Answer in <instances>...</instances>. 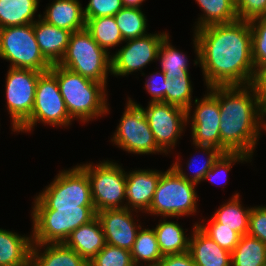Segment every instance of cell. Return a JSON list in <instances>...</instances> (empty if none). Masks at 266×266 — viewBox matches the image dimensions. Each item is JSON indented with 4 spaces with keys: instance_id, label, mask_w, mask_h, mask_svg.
Listing matches in <instances>:
<instances>
[{
    "instance_id": "1",
    "label": "cell",
    "mask_w": 266,
    "mask_h": 266,
    "mask_svg": "<svg viewBox=\"0 0 266 266\" xmlns=\"http://www.w3.org/2000/svg\"><path fill=\"white\" fill-rule=\"evenodd\" d=\"M193 44L207 88L251 85L255 68L249 21L213 24L194 31Z\"/></svg>"
},
{
    "instance_id": "2",
    "label": "cell",
    "mask_w": 266,
    "mask_h": 266,
    "mask_svg": "<svg viewBox=\"0 0 266 266\" xmlns=\"http://www.w3.org/2000/svg\"><path fill=\"white\" fill-rule=\"evenodd\" d=\"M220 150L252 159L266 110L251 85L219 86Z\"/></svg>"
},
{
    "instance_id": "3",
    "label": "cell",
    "mask_w": 266,
    "mask_h": 266,
    "mask_svg": "<svg viewBox=\"0 0 266 266\" xmlns=\"http://www.w3.org/2000/svg\"><path fill=\"white\" fill-rule=\"evenodd\" d=\"M50 71L56 76L66 109L73 120L85 123L110 112L104 84L83 77L59 64L52 65Z\"/></svg>"
},
{
    "instance_id": "4",
    "label": "cell",
    "mask_w": 266,
    "mask_h": 266,
    "mask_svg": "<svg viewBox=\"0 0 266 266\" xmlns=\"http://www.w3.org/2000/svg\"><path fill=\"white\" fill-rule=\"evenodd\" d=\"M33 244L64 243L81 225L96 217L94 206L33 209L31 212Z\"/></svg>"
},
{
    "instance_id": "5",
    "label": "cell",
    "mask_w": 266,
    "mask_h": 266,
    "mask_svg": "<svg viewBox=\"0 0 266 266\" xmlns=\"http://www.w3.org/2000/svg\"><path fill=\"white\" fill-rule=\"evenodd\" d=\"M59 65L107 86V77L111 73V55L84 28L71 33Z\"/></svg>"
},
{
    "instance_id": "6",
    "label": "cell",
    "mask_w": 266,
    "mask_h": 266,
    "mask_svg": "<svg viewBox=\"0 0 266 266\" xmlns=\"http://www.w3.org/2000/svg\"><path fill=\"white\" fill-rule=\"evenodd\" d=\"M197 184L182 178L172 167L162 172L152 202L150 215L177 217L194 215L197 212Z\"/></svg>"
},
{
    "instance_id": "7",
    "label": "cell",
    "mask_w": 266,
    "mask_h": 266,
    "mask_svg": "<svg viewBox=\"0 0 266 266\" xmlns=\"http://www.w3.org/2000/svg\"><path fill=\"white\" fill-rule=\"evenodd\" d=\"M46 188L35 196L32 209L94 206L87 174L76 165L62 170Z\"/></svg>"
},
{
    "instance_id": "8",
    "label": "cell",
    "mask_w": 266,
    "mask_h": 266,
    "mask_svg": "<svg viewBox=\"0 0 266 266\" xmlns=\"http://www.w3.org/2000/svg\"><path fill=\"white\" fill-rule=\"evenodd\" d=\"M90 182L96 212L126 207V172L118 163L103 160L100 163L78 165Z\"/></svg>"
},
{
    "instance_id": "9",
    "label": "cell",
    "mask_w": 266,
    "mask_h": 266,
    "mask_svg": "<svg viewBox=\"0 0 266 266\" xmlns=\"http://www.w3.org/2000/svg\"><path fill=\"white\" fill-rule=\"evenodd\" d=\"M0 58L13 68L45 72L52 67L40 51L33 23L0 28Z\"/></svg>"
},
{
    "instance_id": "10",
    "label": "cell",
    "mask_w": 266,
    "mask_h": 266,
    "mask_svg": "<svg viewBox=\"0 0 266 266\" xmlns=\"http://www.w3.org/2000/svg\"><path fill=\"white\" fill-rule=\"evenodd\" d=\"M72 121L60 93L56 76L50 70L42 72L36 85L31 116L16 133L30 132L37 122L65 128L71 125Z\"/></svg>"
},
{
    "instance_id": "11",
    "label": "cell",
    "mask_w": 266,
    "mask_h": 266,
    "mask_svg": "<svg viewBox=\"0 0 266 266\" xmlns=\"http://www.w3.org/2000/svg\"><path fill=\"white\" fill-rule=\"evenodd\" d=\"M111 141L133 154L164 153L157 145L142 106L130 97Z\"/></svg>"
},
{
    "instance_id": "12",
    "label": "cell",
    "mask_w": 266,
    "mask_h": 266,
    "mask_svg": "<svg viewBox=\"0 0 266 266\" xmlns=\"http://www.w3.org/2000/svg\"><path fill=\"white\" fill-rule=\"evenodd\" d=\"M42 72L10 67L6 76V103L16 132L31 116L36 85Z\"/></svg>"
},
{
    "instance_id": "13",
    "label": "cell",
    "mask_w": 266,
    "mask_h": 266,
    "mask_svg": "<svg viewBox=\"0 0 266 266\" xmlns=\"http://www.w3.org/2000/svg\"><path fill=\"white\" fill-rule=\"evenodd\" d=\"M142 110L158 147L168 154L187 126V111L165 102H149Z\"/></svg>"
},
{
    "instance_id": "14",
    "label": "cell",
    "mask_w": 266,
    "mask_h": 266,
    "mask_svg": "<svg viewBox=\"0 0 266 266\" xmlns=\"http://www.w3.org/2000/svg\"><path fill=\"white\" fill-rule=\"evenodd\" d=\"M207 91L200 100L195 98V110L192 116L187 113V124L190 121L194 146H211L220 150L219 86L207 88Z\"/></svg>"
},
{
    "instance_id": "15",
    "label": "cell",
    "mask_w": 266,
    "mask_h": 266,
    "mask_svg": "<svg viewBox=\"0 0 266 266\" xmlns=\"http://www.w3.org/2000/svg\"><path fill=\"white\" fill-rule=\"evenodd\" d=\"M167 32L150 33L146 36L125 41V45L111 54V75L126 76L157 60L161 42Z\"/></svg>"
},
{
    "instance_id": "16",
    "label": "cell",
    "mask_w": 266,
    "mask_h": 266,
    "mask_svg": "<svg viewBox=\"0 0 266 266\" xmlns=\"http://www.w3.org/2000/svg\"><path fill=\"white\" fill-rule=\"evenodd\" d=\"M106 244L131 251L141 224L134 222L132 210L128 208L105 209L96 212ZM138 225V226H137Z\"/></svg>"
},
{
    "instance_id": "17",
    "label": "cell",
    "mask_w": 266,
    "mask_h": 266,
    "mask_svg": "<svg viewBox=\"0 0 266 266\" xmlns=\"http://www.w3.org/2000/svg\"><path fill=\"white\" fill-rule=\"evenodd\" d=\"M162 171L138 169L126 172V208L147 213Z\"/></svg>"
},
{
    "instance_id": "18",
    "label": "cell",
    "mask_w": 266,
    "mask_h": 266,
    "mask_svg": "<svg viewBox=\"0 0 266 266\" xmlns=\"http://www.w3.org/2000/svg\"><path fill=\"white\" fill-rule=\"evenodd\" d=\"M189 240V253L195 266H231V252L220 247L194 224Z\"/></svg>"
},
{
    "instance_id": "19",
    "label": "cell",
    "mask_w": 266,
    "mask_h": 266,
    "mask_svg": "<svg viewBox=\"0 0 266 266\" xmlns=\"http://www.w3.org/2000/svg\"><path fill=\"white\" fill-rule=\"evenodd\" d=\"M33 23L36 41L44 58L51 64H59L68 47L71 32L46 23L37 15Z\"/></svg>"
},
{
    "instance_id": "20",
    "label": "cell",
    "mask_w": 266,
    "mask_h": 266,
    "mask_svg": "<svg viewBox=\"0 0 266 266\" xmlns=\"http://www.w3.org/2000/svg\"><path fill=\"white\" fill-rule=\"evenodd\" d=\"M64 244L89 263L106 245L99 219L95 217L89 223L75 229Z\"/></svg>"
},
{
    "instance_id": "21",
    "label": "cell",
    "mask_w": 266,
    "mask_h": 266,
    "mask_svg": "<svg viewBox=\"0 0 266 266\" xmlns=\"http://www.w3.org/2000/svg\"><path fill=\"white\" fill-rule=\"evenodd\" d=\"M40 16L46 23L72 32L85 28V17L79 0H53Z\"/></svg>"
},
{
    "instance_id": "22",
    "label": "cell",
    "mask_w": 266,
    "mask_h": 266,
    "mask_svg": "<svg viewBox=\"0 0 266 266\" xmlns=\"http://www.w3.org/2000/svg\"><path fill=\"white\" fill-rule=\"evenodd\" d=\"M44 249L43 252L40 249ZM30 266H89L64 243L32 244Z\"/></svg>"
},
{
    "instance_id": "23",
    "label": "cell",
    "mask_w": 266,
    "mask_h": 266,
    "mask_svg": "<svg viewBox=\"0 0 266 266\" xmlns=\"http://www.w3.org/2000/svg\"><path fill=\"white\" fill-rule=\"evenodd\" d=\"M32 235L0 228V266H30Z\"/></svg>"
},
{
    "instance_id": "24",
    "label": "cell",
    "mask_w": 266,
    "mask_h": 266,
    "mask_svg": "<svg viewBox=\"0 0 266 266\" xmlns=\"http://www.w3.org/2000/svg\"><path fill=\"white\" fill-rule=\"evenodd\" d=\"M166 219L165 217L163 221L159 220V224L153 228L162 256L188 252L190 237L185 235L184 229L178 222Z\"/></svg>"
},
{
    "instance_id": "25",
    "label": "cell",
    "mask_w": 266,
    "mask_h": 266,
    "mask_svg": "<svg viewBox=\"0 0 266 266\" xmlns=\"http://www.w3.org/2000/svg\"><path fill=\"white\" fill-rule=\"evenodd\" d=\"M240 203V194L238 192L232 195V198L227 203L221 205L211 217L217 223H220V227L230 228L243 236L248 233L251 207L245 208Z\"/></svg>"
},
{
    "instance_id": "26",
    "label": "cell",
    "mask_w": 266,
    "mask_h": 266,
    "mask_svg": "<svg viewBox=\"0 0 266 266\" xmlns=\"http://www.w3.org/2000/svg\"><path fill=\"white\" fill-rule=\"evenodd\" d=\"M39 1L0 0V28L34 23Z\"/></svg>"
},
{
    "instance_id": "27",
    "label": "cell",
    "mask_w": 266,
    "mask_h": 266,
    "mask_svg": "<svg viewBox=\"0 0 266 266\" xmlns=\"http://www.w3.org/2000/svg\"><path fill=\"white\" fill-rule=\"evenodd\" d=\"M204 13L198 18L195 30L213 24L230 23L238 20L234 0H195Z\"/></svg>"
},
{
    "instance_id": "28",
    "label": "cell",
    "mask_w": 266,
    "mask_h": 266,
    "mask_svg": "<svg viewBox=\"0 0 266 266\" xmlns=\"http://www.w3.org/2000/svg\"><path fill=\"white\" fill-rule=\"evenodd\" d=\"M85 20V29L108 54H110L109 48H114L124 42L114 16L85 18Z\"/></svg>"
},
{
    "instance_id": "29",
    "label": "cell",
    "mask_w": 266,
    "mask_h": 266,
    "mask_svg": "<svg viewBox=\"0 0 266 266\" xmlns=\"http://www.w3.org/2000/svg\"><path fill=\"white\" fill-rule=\"evenodd\" d=\"M131 257L134 265L140 266V262L147 263L144 266H156L163 258L154 229L140 228L131 249Z\"/></svg>"
},
{
    "instance_id": "30",
    "label": "cell",
    "mask_w": 266,
    "mask_h": 266,
    "mask_svg": "<svg viewBox=\"0 0 266 266\" xmlns=\"http://www.w3.org/2000/svg\"><path fill=\"white\" fill-rule=\"evenodd\" d=\"M231 266H263L266 264V244L258 238L243 235L231 252Z\"/></svg>"
},
{
    "instance_id": "31",
    "label": "cell",
    "mask_w": 266,
    "mask_h": 266,
    "mask_svg": "<svg viewBox=\"0 0 266 266\" xmlns=\"http://www.w3.org/2000/svg\"><path fill=\"white\" fill-rule=\"evenodd\" d=\"M123 40L146 36L147 19L141 8L123 7L114 15Z\"/></svg>"
},
{
    "instance_id": "32",
    "label": "cell",
    "mask_w": 266,
    "mask_h": 266,
    "mask_svg": "<svg viewBox=\"0 0 266 266\" xmlns=\"http://www.w3.org/2000/svg\"><path fill=\"white\" fill-rule=\"evenodd\" d=\"M169 39V34H167L162 40L157 61L161 62V71L165 73L166 79L170 80L173 75L189 74V61L183 52L171 45Z\"/></svg>"
},
{
    "instance_id": "33",
    "label": "cell",
    "mask_w": 266,
    "mask_h": 266,
    "mask_svg": "<svg viewBox=\"0 0 266 266\" xmlns=\"http://www.w3.org/2000/svg\"><path fill=\"white\" fill-rule=\"evenodd\" d=\"M193 88L189 74L173 75L167 79L166 103L181 107L191 113Z\"/></svg>"
},
{
    "instance_id": "34",
    "label": "cell",
    "mask_w": 266,
    "mask_h": 266,
    "mask_svg": "<svg viewBox=\"0 0 266 266\" xmlns=\"http://www.w3.org/2000/svg\"><path fill=\"white\" fill-rule=\"evenodd\" d=\"M199 150L201 149L202 152H205L206 156V161H203V165H201L196 172L193 174L190 173L191 176H188V173L186 175V172L183 171V167L181 166L180 158L177 157V161L172 163V167L179 173V175L186 179L187 181L193 182L195 184H199L201 181H203L205 174L212 168L214 163L217 161V159L223 154V152L217 148L211 147V146H195ZM194 158V157H193ZM179 159V161H178ZM205 160V158H204ZM197 161V160H196ZM195 159H190L187 161V167L191 168L195 163Z\"/></svg>"
},
{
    "instance_id": "35",
    "label": "cell",
    "mask_w": 266,
    "mask_h": 266,
    "mask_svg": "<svg viewBox=\"0 0 266 266\" xmlns=\"http://www.w3.org/2000/svg\"><path fill=\"white\" fill-rule=\"evenodd\" d=\"M200 223V224H199ZM198 222L197 226L220 247L232 252L240 241L241 235L227 227H220L212 217L208 224Z\"/></svg>"
},
{
    "instance_id": "36",
    "label": "cell",
    "mask_w": 266,
    "mask_h": 266,
    "mask_svg": "<svg viewBox=\"0 0 266 266\" xmlns=\"http://www.w3.org/2000/svg\"><path fill=\"white\" fill-rule=\"evenodd\" d=\"M89 266H134L131 252L117 246L106 244L88 263Z\"/></svg>"
},
{
    "instance_id": "37",
    "label": "cell",
    "mask_w": 266,
    "mask_h": 266,
    "mask_svg": "<svg viewBox=\"0 0 266 266\" xmlns=\"http://www.w3.org/2000/svg\"><path fill=\"white\" fill-rule=\"evenodd\" d=\"M252 35V58L255 70L266 64V17L249 21Z\"/></svg>"
},
{
    "instance_id": "38",
    "label": "cell",
    "mask_w": 266,
    "mask_h": 266,
    "mask_svg": "<svg viewBox=\"0 0 266 266\" xmlns=\"http://www.w3.org/2000/svg\"><path fill=\"white\" fill-rule=\"evenodd\" d=\"M251 162V158L248 157L245 154L242 153H223L217 161L214 163L212 168L205 174V177L203 180H209L211 183L216 184L215 180H217V177H220L221 173L227 174V172L230 171L232 168V165H234L236 162ZM227 181V179H224Z\"/></svg>"
},
{
    "instance_id": "39",
    "label": "cell",
    "mask_w": 266,
    "mask_h": 266,
    "mask_svg": "<svg viewBox=\"0 0 266 266\" xmlns=\"http://www.w3.org/2000/svg\"><path fill=\"white\" fill-rule=\"evenodd\" d=\"M123 7L121 0H89L83 12L85 18H99L114 16Z\"/></svg>"
},
{
    "instance_id": "40",
    "label": "cell",
    "mask_w": 266,
    "mask_h": 266,
    "mask_svg": "<svg viewBox=\"0 0 266 266\" xmlns=\"http://www.w3.org/2000/svg\"><path fill=\"white\" fill-rule=\"evenodd\" d=\"M235 6L240 20L251 21L266 17V0H236Z\"/></svg>"
},
{
    "instance_id": "41",
    "label": "cell",
    "mask_w": 266,
    "mask_h": 266,
    "mask_svg": "<svg viewBox=\"0 0 266 266\" xmlns=\"http://www.w3.org/2000/svg\"><path fill=\"white\" fill-rule=\"evenodd\" d=\"M247 235L266 244V206L251 207Z\"/></svg>"
},
{
    "instance_id": "42",
    "label": "cell",
    "mask_w": 266,
    "mask_h": 266,
    "mask_svg": "<svg viewBox=\"0 0 266 266\" xmlns=\"http://www.w3.org/2000/svg\"><path fill=\"white\" fill-rule=\"evenodd\" d=\"M166 86L167 79L163 71L150 74L145 82V89L151 95L150 102L166 103Z\"/></svg>"
},
{
    "instance_id": "43",
    "label": "cell",
    "mask_w": 266,
    "mask_h": 266,
    "mask_svg": "<svg viewBox=\"0 0 266 266\" xmlns=\"http://www.w3.org/2000/svg\"><path fill=\"white\" fill-rule=\"evenodd\" d=\"M251 86L256 91L259 101L266 110V64L255 70Z\"/></svg>"
},
{
    "instance_id": "44",
    "label": "cell",
    "mask_w": 266,
    "mask_h": 266,
    "mask_svg": "<svg viewBox=\"0 0 266 266\" xmlns=\"http://www.w3.org/2000/svg\"><path fill=\"white\" fill-rule=\"evenodd\" d=\"M156 266H195L189 252L165 255Z\"/></svg>"
},
{
    "instance_id": "45",
    "label": "cell",
    "mask_w": 266,
    "mask_h": 266,
    "mask_svg": "<svg viewBox=\"0 0 266 266\" xmlns=\"http://www.w3.org/2000/svg\"><path fill=\"white\" fill-rule=\"evenodd\" d=\"M124 7L141 8L142 2L145 0H121Z\"/></svg>"
},
{
    "instance_id": "46",
    "label": "cell",
    "mask_w": 266,
    "mask_h": 266,
    "mask_svg": "<svg viewBox=\"0 0 266 266\" xmlns=\"http://www.w3.org/2000/svg\"><path fill=\"white\" fill-rule=\"evenodd\" d=\"M263 130L266 131V121L264 120V124H263Z\"/></svg>"
}]
</instances>
